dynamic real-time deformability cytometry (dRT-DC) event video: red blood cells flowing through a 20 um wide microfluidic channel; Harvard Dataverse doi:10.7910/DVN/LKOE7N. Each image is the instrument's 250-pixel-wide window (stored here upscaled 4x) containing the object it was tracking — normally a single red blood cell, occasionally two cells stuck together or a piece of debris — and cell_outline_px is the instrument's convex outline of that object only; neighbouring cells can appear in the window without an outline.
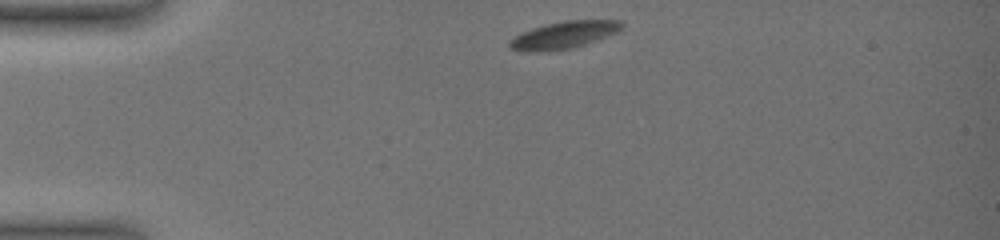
{"species": "common noctule bat (a hibernating species)", "species_latin": "Nyctalus noctula", "temperature_condition": "warm", "stored_images_in_passage": 48, "camera_frame_rate_fps": 3000, "um_per_image_px": 0.085, "animal": {"sex": "female", "body_mass_g": 19.0, "forearm_length_mm": 51.5}, "frame": {"image": 1, "passage_image": 1, "time_ms": 0.0, "image_size_px": [1000, 240], "cell_outline_px": [[624, 24], [616, 32], [596, 40], [572, 48], [536, 52], [520, 52], [512, 48], [508, 44], [508, 40], [520, 32], [532, 28], [564, 20], [620, 20]], "centroid_in_image_um": [47.86, 2.97], "position_along_channel_um": 37.1, "area_um2": 17.69}}
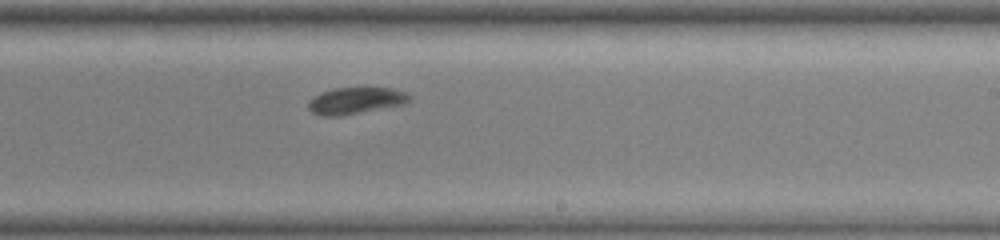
{"frame": {"image": 2, "passage_image": 24, "time_ms": 7.667, "image_size_px": [1000, 240], "cell_outline_px": [[412, 100], [404, 104], [340, 116], [324, 116], [312, 112], [308, 108], [308, 100], [320, 92], [332, 88], [392, 88], [408, 92], [412, 96]], "centroid_in_image_um": [30.25, 8.54], "position_along_channel_um": 258.8, "area_um2": 15.84}}
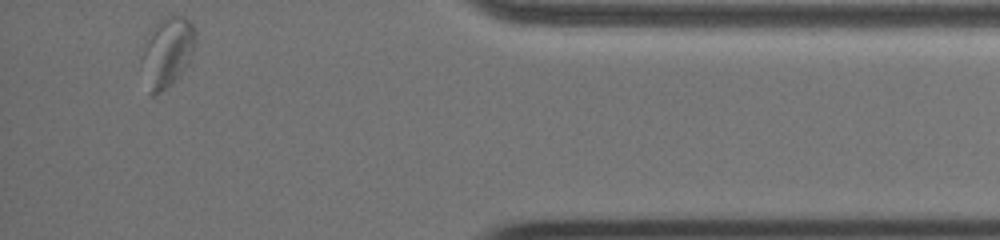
{"frame": {"image": 3, "passage_image": 47, "time_ms": 13.0, "image_size_px": [1000, 240], "cell_outline_px": [[196, 44], [188, 64], [180, 76], [172, 84], [160, 92], [152, 96], [148, 92], [140, 64], [140, 44], [156, 20], [168, 16], [184, 16], [196, 28]], "centroid_in_image_um": [14.16, 4.41], "position_along_channel_um": 421.0, "area_um2": 23.06}, "authors_computed_cell_mechanics": {"area_um2": 17.1088, "velocity_mm_per_s": 3.5304, "shape_relaxation_time_tau1_ms": 4.9674, "shape_relaxation_time_tau2_ms": null, "deformation_change_tau1": 0.1323, "deformation_change_tau2": null}}